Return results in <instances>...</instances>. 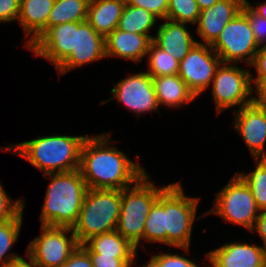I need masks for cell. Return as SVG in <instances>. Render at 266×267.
<instances>
[{"mask_svg":"<svg viewBox=\"0 0 266 267\" xmlns=\"http://www.w3.org/2000/svg\"><path fill=\"white\" fill-rule=\"evenodd\" d=\"M105 134L87 135L81 148L79 170L87 188L123 190L135 184L146 172L117 147H109L112 141L109 134Z\"/></svg>","mask_w":266,"mask_h":267,"instance_id":"obj_1","label":"cell"},{"mask_svg":"<svg viewBox=\"0 0 266 267\" xmlns=\"http://www.w3.org/2000/svg\"><path fill=\"white\" fill-rule=\"evenodd\" d=\"M87 136L51 135L6 146L14 154L26 158L44 174L69 172L80 168L81 148Z\"/></svg>","mask_w":266,"mask_h":267,"instance_id":"obj_2","label":"cell"},{"mask_svg":"<svg viewBox=\"0 0 266 267\" xmlns=\"http://www.w3.org/2000/svg\"><path fill=\"white\" fill-rule=\"evenodd\" d=\"M51 177L42 212L41 225L71 227L76 223L87 185L79 169L69 172L44 174Z\"/></svg>","mask_w":266,"mask_h":267,"instance_id":"obj_3","label":"cell"},{"mask_svg":"<svg viewBox=\"0 0 266 267\" xmlns=\"http://www.w3.org/2000/svg\"><path fill=\"white\" fill-rule=\"evenodd\" d=\"M121 211V190L88 188L76 223L72 226L79 245L92 237L116 230Z\"/></svg>","mask_w":266,"mask_h":267,"instance_id":"obj_4","label":"cell"},{"mask_svg":"<svg viewBox=\"0 0 266 267\" xmlns=\"http://www.w3.org/2000/svg\"><path fill=\"white\" fill-rule=\"evenodd\" d=\"M149 175H143L134 186L121 190V211L116 231L138 249L145 221L151 207L158 200L160 193L167 187L159 189L150 182Z\"/></svg>","mask_w":266,"mask_h":267,"instance_id":"obj_5","label":"cell"},{"mask_svg":"<svg viewBox=\"0 0 266 267\" xmlns=\"http://www.w3.org/2000/svg\"><path fill=\"white\" fill-rule=\"evenodd\" d=\"M199 198L184 194L180 182L165 188L166 245L189 251Z\"/></svg>","mask_w":266,"mask_h":267,"instance_id":"obj_6","label":"cell"},{"mask_svg":"<svg viewBox=\"0 0 266 267\" xmlns=\"http://www.w3.org/2000/svg\"><path fill=\"white\" fill-rule=\"evenodd\" d=\"M216 197L214 207L204 215H219L225 221L243 226L251 232L260 210L250 187L238 172Z\"/></svg>","mask_w":266,"mask_h":267,"instance_id":"obj_7","label":"cell"},{"mask_svg":"<svg viewBox=\"0 0 266 267\" xmlns=\"http://www.w3.org/2000/svg\"><path fill=\"white\" fill-rule=\"evenodd\" d=\"M41 232L29 243L26 256L37 267H62L79 246L72 228L41 225Z\"/></svg>","mask_w":266,"mask_h":267,"instance_id":"obj_8","label":"cell"},{"mask_svg":"<svg viewBox=\"0 0 266 267\" xmlns=\"http://www.w3.org/2000/svg\"><path fill=\"white\" fill-rule=\"evenodd\" d=\"M211 48L222 63H236V66L242 60L246 65L251 63L259 46L254 38L248 15L243 10L225 26L211 44Z\"/></svg>","mask_w":266,"mask_h":267,"instance_id":"obj_9","label":"cell"},{"mask_svg":"<svg viewBox=\"0 0 266 267\" xmlns=\"http://www.w3.org/2000/svg\"><path fill=\"white\" fill-rule=\"evenodd\" d=\"M251 73L229 63H220L212 80V94L219 114L236 105L241 107L253 103ZM250 97V98H249Z\"/></svg>","mask_w":266,"mask_h":267,"instance_id":"obj_10","label":"cell"},{"mask_svg":"<svg viewBox=\"0 0 266 267\" xmlns=\"http://www.w3.org/2000/svg\"><path fill=\"white\" fill-rule=\"evenodd\" d=\"M220 63L221 59L211 45L198 41L180 61L178 75L197 97L208 89Z\"/></svg>","mask_w":266,"mask_h":267,"instance_id":"obj_11","label":"cell"},{"mask_svg":"<svg viewBox=\"0 0 266 267\" xmlns=\"http://www.w3.org/2000/svg\"><path fill=\"white\" fill-rule=\"evenodd\" d=\"M114 85L109 100L116 98L138 115L159 110L152 77L147 72L130 75Z\"/></svg>","mask_w":266,"mask_h":267,"instance_id":"obj_12","label":"cell"},{"mask_svg":"<svg viewBox=\"0 0 266 267\" xmlns=\"http://www.w3.org/2000/svg\"><path fill=\"white\" fill-rule=\"evenodd\" d=\"M106 57L105 38L86 21L74 22V48L56 67L60 75Z\"/></svg>","mask_w":266,"mask_h":267,"instance_id":"obj_13","label":"cell"},{"mask_svg":"<svg viewBox=\"0 0 266 267\" xmlns=\"http://www.w3.org/2000/svg\"><path fill=\"white\" fill-rule=\"evenodd\" d=\"M234 117V128L243 137L254 159H266V107L253 102L239 108Z\"/></svg>","mask_w":266,"mask_h":267,"instance_id":"obj_14","label":"cell"},{"mask_svg":"<svg viewBox=\"0 0 266 267\" xmlns=\"http://www.w3.org/2000/svg\"><path fill=\"white\" fill-rule=\"evenodd\" d=\"M74 48V22L49 27L30 47L35 56L51 61L56 68Z\"/></svg>","mask_w":266,"mask_h":267,"instance_id":"obj_15","label":"cell"},{"mask_svg":"<svg viewBox=\"0 0 266 267\" xmlns=\"http://www.w3.org/2000/svg\"><path fill=\"white\" fill-rule=\"evenodd\" d=\"M212 267H266V248L242 243H225L206 253Z\"/></svg>","mask_w":266,"mask_h":267,"instance_id":"obj_16","label":"cell"},{"mask_svg":"<svg viewBox=\"0 0 266 267\" xmlns=\"http://www.w3.org/2000/svg\"><path fill=\"white\" fill-rule=\"evenodd\" d=\"M245 0H219L201 10L196 29L205 44L211 45L225 26L242 10Z\"/></svg>","mask_w":266,"mask_h":267,"instance_id":"obj_17","label":"cell"},{"mask_svg":"<svg viewBox=\"0 0 266 267\" xmlns=\"http://www.w3.org/2000/svg\"><path fill=\"white\" fill-rule=\"evenodd\" d=\"M165 20L166 22L159 25L157 36L153 37L152 42L180 62L198 41L190 35L186 23Z\"/></svg>","mask_w":266,"mask_h":267,"instance_id":"obj_18","label":"cell"},{"mask_svg":"<svg viewBox=\"0 0 266 267\" xmlns=\"http://www.w3.org/2000/svg\"><path fill=\"white\" fill-rule=\"evenodd\" d=\"M152 40L145 34L115 29L105 38L106 57L118 56L134 62L142 61Z\"/></svg>","mask_w":266,"mask_h":267,"instance_id":"obj_19","label":"cell"},{"mask_svg":"<svg viewBox=\"0 0 266 267\" xmlns=\"http://www.w3.org/2000/svg\"><path fill=\"white\" fill-rule=\"evenodd\" d=\"M54 4L55 0H20L17 20L24 29L26 37L31 35L26 42L27 48L46 31V24Z\"/></svg>","mask_w":266,"mask_h":267,"instance_id":"obj_20","label":"cell"},{"mask_svg":"<svg viewBox=\"0 0 266 267\" xmlns=\"http://www.w3.org/2000/svg\"><path fill=\"white\" fill-rule=\"evenodd\" d=\"M125 5L124 0H90L87 22L106 38L118 27Z\"/></svg>","mask_w":266,"mask_h":267,"instance_id":"obj_21","label":"cell"},{"mask_svg":"<svg viewBox=\"0 0 266 267\" xmlns=\"http://www.w3.org/2000/svg\"><path fill=\"white\" fill-rule=\"evenodd\" d=\"M152 81L158 105L178 108L196 98L178 74L152 77Z\"/></svg>","mask_w":266,"mask_h":267,"instance_id":"obj_22","label":"cell"},{"mask_svg":"<svg viewBox=\"0 0 266 267\" xmlns=\"http://www.w3.org/2000/svg\"><path fill=\"white\" fill-rule=\"evenodd\" d=\"M88 254L114 256L115 258H135L136 247L116 230L92 237L80 245Z\"/></svg>","mask_w":266,"mask_h":267,"instance_id":"obj_23","label":"cell"},{"mask_svg":"<svg viewBox=\"0 0 266 267\" xmlns=\"http://www.w3.org/2000/svg\"><path fill=\"white\" fill-rule=\"evenodd\" d=\"M90 0H55L46 24V30L54 25L87 20Z\"/></svg>","mask_w":266,"mask_h":267,"instance_id":"obj_24","label":"cell"},{"mask_svg":"<svg viewBox=\"0 0 266 267\" xmlns=\"http://www.w3.org/2000/svg\"><path fill=\"white\" fill-rule=\"evenodd\" d=\"M156 19L157 17L148 10L126 4L117 29L131 33L145 34L152 40L153 36L148 33L155 25Z\"/></svg>","mask_w":266,"mask_h":267,"instance_id":"obj_25","label":"cell"},{"mask_svg":"<svg viewBox=\"0 0 266 267\" xmlns=\"http://www.w3.org/2000/svg\"><path fill=\"white\" fill-rule=\"evenodd\" d=\"M143 239L149 242L166 244L165 189L160 193L158 200L153 204L147 216Z\"/></svg>","mask_w":266,"mask_h":267,"instance_id":"obj_26","label":"cell"},{"mask_svg":"<svg viewBox=\"0 0 266 267\" xmlns=\"http://www.w3.org/2000/svg\"><path fill=\"white\" fill-rule=\"evenodd\" d=\"M147 54L149 55L147 73L151 77L178 74L180 62L161 50L153 42L150 43Z\"/></svg>","mask_w":266,"mask_h":267,"instance_id":"obj_27","label":"cell"},{"mask_svg":"<svg viewBox=\"0 0 266 267\" xmlns=\"http://www.w3.org/2000/svg\"><path fill=\"white\" fill-rule=\"evenodd\" d=\"M22 215L23 212L16 219L0 222V267H6L9 263L22 258L17 254H7L19 236Z\"/></svg>","mask_w":266,"mask_h":267,"instance_id":"obj_28","label":"cell"},{"mask_svg":"<svg viewBox=\"0 0 266 267\" xmlns=\"http://www.w3.org/2000/svg\"><path fill=\"white\" fill-rule=\"evenodd\" d=\"M256 169L248 174L238 173L250 187L260 211L266 210V159H256Z\"/></svg>","mask_w":266,"mask_h":267,"instance_id":"obj_29","label":"cell"},{"mask_svg":"<svg viewBox=\"0 0 266 267\" xmlns=\"http://www.w3.org/2000/svg\"><path fill=\"white\" fill-rule=\"evenodd\" d=\"M201 10L196 0H169L167 20L197 24Z\"/></svg>","mask_w":266,"mask_h":267,"instance_id":"obj_30","label":"cell"},{"mask_svg":"<svg viewBox=\"0 0 266 267\" xmlns=\"http://www.w3.org/2000/svg\"><path fill=\"white\" fill-rule=\"evenodd\" d=\"M13 202L0 183V222L16 219L23 212L25 201L18 199Z\"/></svg>","mask_w":266,"mask_h":267,"instance_id":"obj_31","label":"cell"},{"mask_svg":"<svg viewBox=\"0 0 266 267\" xmlns=\"http://www.w3.org/2000/svg\"><path fill=\"white\" fill-rule=\"evenodd\" d=\"M242 10L248 15L254 38L259 47L266 45V18L256 14L245 2Z\"/></svg>","mask_w":266,"mask_h":267,"instance_id":"obj_32","label":"cell"},{"mask_svg":"<svg viewBox=\"0 0 266 267\" xmlns=\"http://www.w3.org/2000/svg\"><path fill=\"white\" fill-rule=\"evenodd\" d=\"M126 4L143 8L154 14L158 19H167L169 0H124Z\"/></svg>","mask_w":266,"mask_h":267,"instance_id":"obj_33","label":"cell"},{"mask_svg":"<svg viewBox=\"0 0 266 267\" xmlns=\"http://www.w3.org/2000/svg\"><path fill=\"white\" fill-rule=\"evenodd\" d=\"M152 258L160 265V267H201L179 254L161 253L160 255L152 256Z\"/></svg>","mask_w":266,"mask_h":267,"instance_id":"obj_34","label":"cell"},{"mask_svg":"<svg viewBox=\"0 0 266 267\" xmlns=\"http://www.w3.org/2000/svg\"><path fill=\"white\" fill-rule=\"evenodd\" d=\"M93 267H131L135 258H115L114 256H102L89 254Z\"/></svg>","mask_w":266,"mask_h":267,"instance_id":"obj_35","label":"cell"},{"mask_svg":"<svg viewBox=\"0 0 266 267\" xmlns=\"http://www.w3.org/2000/svg\"><path fill=\"white\" fill-rule=\"evenodd\" d=\"M20 0H0V22H10L18 19Z\"/></svg>","mask_w":266,"mask_h":267,"instance_id":"obj_36","label":"cell"},{"mask_svg":"<svg viewBox=\"0 0 266 267\" xmlns=\"http://www.w3.org/2000/svg\"><path fill=\"white\" fill-rule=\"evenodd\" d=\"M250 65L254 66L257 71V77L253 78L251 74V82L256 85L261 79L266 78V45L259 47Z\"/></svg>","mask_w":266,"mask_h":267,"instance_id":"obj_37","label":"cell"},{"mask_svg":"<svg viewBox=\"0 0 266 267\" xmlns=\"http://www.w3.org/2000/svg\"><path fill=\"white\" fill-rule=\"evenodd\" d=\"M62 267H93L89 254L79 245Z\"/></svg>","mask_w":266,"mask_h":267,"instance_id":"obj_38","label":"cell"},{"mask_svg":"<svg viewBox=\"0 0 266 267\" xmlns=\"http://www.w3.org/2000/svg\"><path fill=\"white\" fill-rule=\"evenodd\" d=\"M255 231L263 240L264 247L266 248V210L259 212V215L251 232L254 233Z\"/></svg>","mask_w":266,"mask_h":267,"instance_id":"obj_39","label":"cell"},{"mask_svg":"<svg viewBox=\"0 0 266 267\" xmlns=\"http://www.w3.org/2000/svg\"><path fill=\"white\" fill-rule=\"evenodd\" d=\"M254 87L256 89L253 91L257 92V97L253 96V102L259 106L266 107V78L261 79Z\"/></svg>","mask_w":266,"mask_h":267,"instance_id":"obj_40","label":"cell"},{"mask_svg":"<svg viewBox=\"0 0 266 267\" xmlns=\"http://www.w3.org/2000/svg\"><path fill=\"white\" fill-rule=\"evenodd\" d=\"M6 267H37L33 261L29 258V262L22 257L19 260L9 263Z\"/></svg>","mask_w":266,"mask_h":267,"instance_id":"obj_41","label":"cell"},{"mask_svg":"<svg viewBox=\"0 0 266 267\" xmlns=\"http://www.w3.org/2000/svg\"><path fill=\"white\" fill-rule=\"evenodd\" d=\"M245 2L250 6V8L259 16L265 17L266 18V2H260V4L258 3V5L256 7L251 6V4L245 0Z\"/></svg>","mask_w":266,"mask_h":267,"instance_id":"obj_42","label":"cell"},{"mask_svg":"<svg viewBox=\"0 0 266 267\" xmlns=\"http://www.w3.org/2000/svg\"><path fill=\"white\" fill-rule=\"evenodd\" d=\"M218 1L219 0H196L200 10L210 8Z\"/></svg>","mask_w":266,"mask_h":267,"instance_id":"obj_43","label":"cell"},{"mask_svg":"<svg viewBox=\"0 0 266 267\" xmlns=\"http://www.w3.org/2000/svg\"><path fill=\"white\" fill-rule=\"evenodd\" d=\"M143 267H160V265L151 257V260Z\"/></svg>","mask_w":266,"mask_h":267,"instance_id":"obj_44","label":"cell"}]
</instances>
